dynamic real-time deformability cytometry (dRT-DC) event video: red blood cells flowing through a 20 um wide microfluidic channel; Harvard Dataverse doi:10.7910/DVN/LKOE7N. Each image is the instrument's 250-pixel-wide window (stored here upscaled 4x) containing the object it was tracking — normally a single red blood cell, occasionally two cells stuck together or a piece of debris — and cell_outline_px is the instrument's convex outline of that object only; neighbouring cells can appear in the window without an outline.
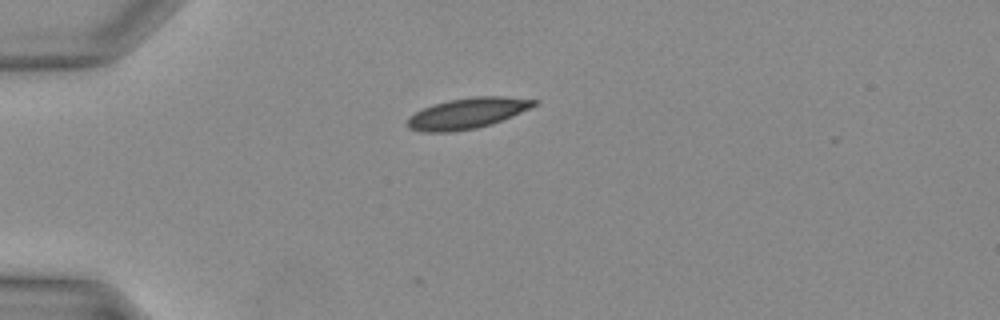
{"species": "Egyptian fruit bat (a non-hibernating species)", "species_latin": "Rousettus aegyptiacus", "temperature_condition": "warm", "stored_images_in_passage": 29, "camera_frame_rate_fps": 3000, "um_per_image_px": 0.085, "animal": {"sex": "female"}, "frame": {"image": 1, "passage_image": 1, "time_ms": 0.0, "image_size_px": [1000, 320], "cell_outline_px": [[540, 100], [536, 104], [512, 116], [492, 124], [476, 128], [448, 132], [424, 132], [408, 128], [408, 120], [416, 112], [424, 108], [448, 100], [472, 96], [504, 96]], "centroid_in_image_um": [39.75, 9.62], "position_along_channel_um": 45.2, "area_um2": 22.37}}
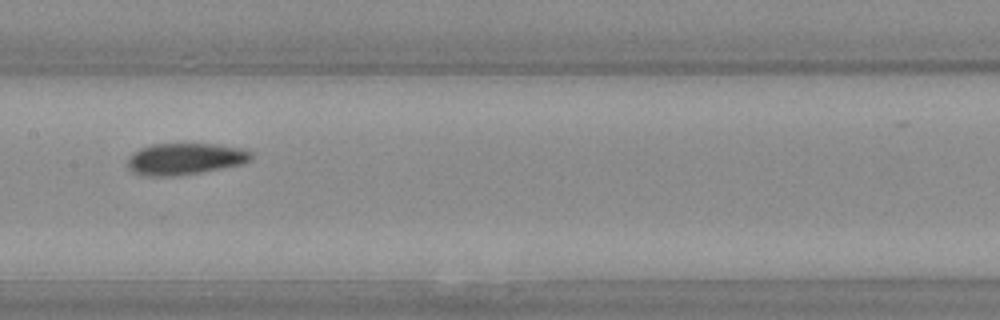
{"frame": {"image": 2, "passage_image": 11, "time_ms": 3.333, "image_size_px": [1000, 320], "cell_outline_px": [[252, 160], [244, 164], [200, 172], [176, 176], [148, 176], [132, 172], [128, 168], [128, 156], [140, 148], [152, 144], [212, 144], [240, 148], [252, 152]], "centroid_in_image_um": [15.72, 13.51], "position_along_channel_um": 191.7, "area_um2": 22.77}}
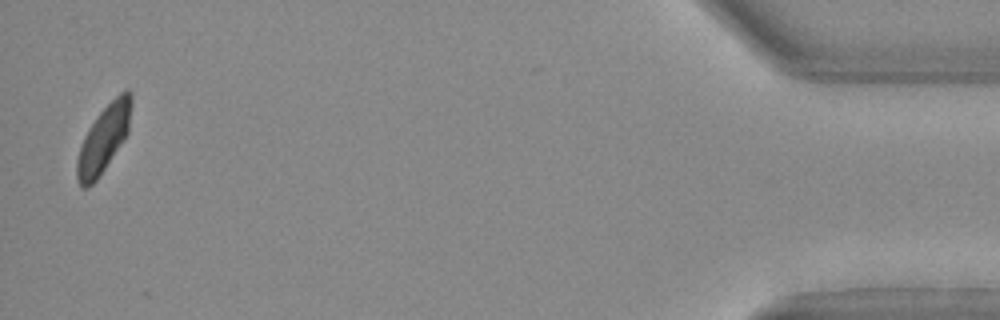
{"frame": {"image": 3, "passage_image": 29, "time_ms": 9.333, "image_size_px": [1000, 320], "cell_outline_px": [[132, 100], [128, 132], [124, 140], [96, 180], [88, 188], [80, 188], [76, 180], [76, 160], [80, 144], [88, 128], [100, 112], [124, 88], [128, 88], [132, 92]], "centroid_in_image_um": [8.8, 11.8], "position_along_channel_um": 426.4, "area_um2": 21.33}}